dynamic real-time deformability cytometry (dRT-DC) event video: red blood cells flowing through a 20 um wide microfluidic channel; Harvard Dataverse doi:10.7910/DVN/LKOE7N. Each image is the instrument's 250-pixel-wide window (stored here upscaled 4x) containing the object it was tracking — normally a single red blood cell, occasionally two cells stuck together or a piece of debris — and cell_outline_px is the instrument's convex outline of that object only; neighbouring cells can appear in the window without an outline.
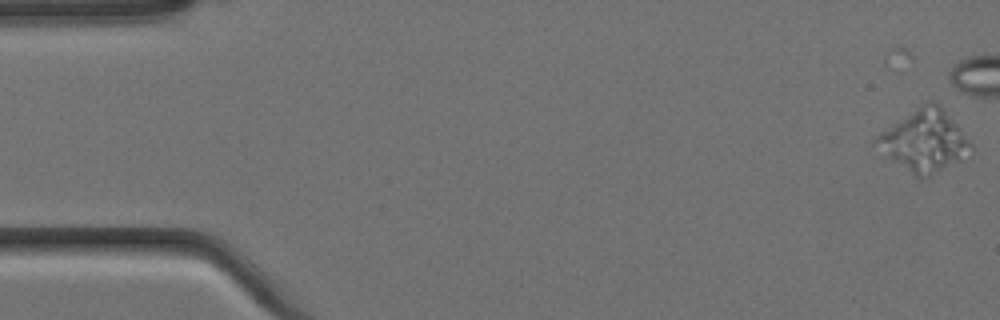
{"species": "Egyptian fruit bat (a non-hibernating species)", "species_latin": "Rousettus aegyptiacus", "temperature_condition": "cold", "stored_images_in_passage": 11, "camera_frame_rate_fps": 3000, "um_per_image_px": 0.085, "animal": {"sex": "female"}, "frame": {"image": 1, "passage_image": 1, "time_ms": 0.0, "image_size_px": [1000, 320], "cell_outline_px": [[972, 148], [960, 160], [932, 176], [924, 180], [916, 176], [888, 156], [872, 144], [872, 140], [880, 132], [928, 100], [932, 100], [940, 104], [944, 108], [972, 144]], "centroid_in_image_um": [78.56, 11.96], "position_along_channel_um": 6.4, "area_um2": 33.41}}
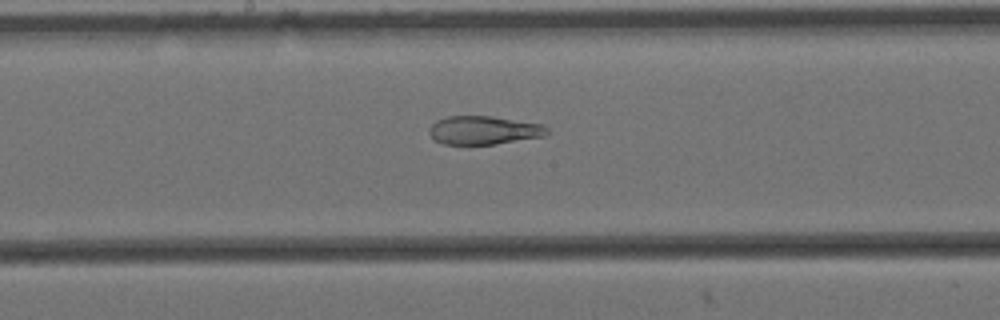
{"frame": {"image": 2, "passage_image": 11, "time_ms": 3.333, "image_size_px": [1000, 320], "cell_outline_px": [[548, 132], [544, 136], [496, 144], [444, 144], [432, 140], [428, 132], [428, 128], [436, 120], [448, 116], [492, 116], [544, 124], [548, 128]], "centroid_in_image_um": [41.09, 11.07], "position_along_channel_um": 207.1, "area_um2": 19.77}}